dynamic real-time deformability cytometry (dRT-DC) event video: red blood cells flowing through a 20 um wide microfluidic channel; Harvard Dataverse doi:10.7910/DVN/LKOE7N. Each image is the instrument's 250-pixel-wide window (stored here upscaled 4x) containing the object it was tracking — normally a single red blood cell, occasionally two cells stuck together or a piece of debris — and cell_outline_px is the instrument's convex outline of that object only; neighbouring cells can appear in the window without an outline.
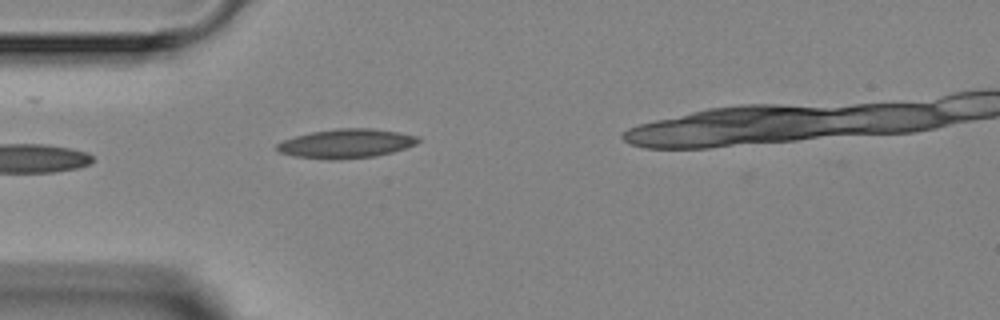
{"species": "Egyptian fruit bat (a non-hibernating species)", "species_latin": "Rousettus aegyptiacus", "temperature_condition": "room temperature", "stored_images_in_passage": 5, "camera_frame_rate_fps": 3000, "um_per_image_px": 0.085, "animal": {"sex": "female"}, "frame": {"image": 1, "passage_image": 5, "time_ms": 4.667, "image_size_px": [1000, 320], "cell_outline_px": [[420, 140], [416, 144], [392, 152], [376, 156], [340, 160], [328, 160], [292, 156], [280, 152], [276, 148], [276, 144], [284, 140], [296, 136], [312, 132], [336, 128], [372, 128], [400, 132], [420, 136]], "centroid_in_image_um": [29.44, 12.2], "position_along_channel_um": 55.6, "area_um2": 24.16}}